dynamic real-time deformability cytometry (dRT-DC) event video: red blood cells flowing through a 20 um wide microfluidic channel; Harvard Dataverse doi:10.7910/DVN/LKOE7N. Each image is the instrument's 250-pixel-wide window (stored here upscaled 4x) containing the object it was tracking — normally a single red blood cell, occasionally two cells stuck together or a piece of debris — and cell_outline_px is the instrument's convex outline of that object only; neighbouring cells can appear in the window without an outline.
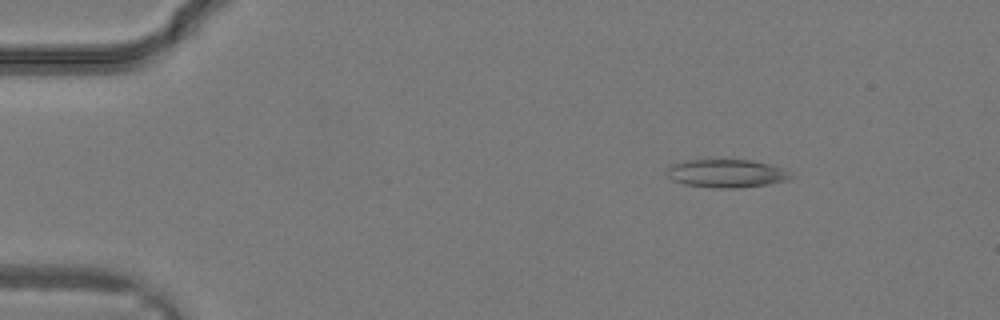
{"species": "common noctule bat (a hibernating species)", "species_latin": "Nyctalus noctula", "temperature_condition": "warm", "stored_images_in_passage": 32, "camera_frame_rate_fps": 3000, "um_per_image_px": 0.085, "animal": {"sex": "male", "body_mass_g": 19.2, "forearm_length_mm": 51.8}, "frame": {"image": 1, "passage_image": 5, "time_ms": 1.333, "image_size_px": [1000, 320], "cell_outline_px": [[792, 176], [788, 180], [768, 184], [736, 188], [712, 188], [684, 184], [672, 180], [664, 172], [664, 168], [672, 164], [688, 160], [752, 160], [784, 168]], "centroid_in_image_um": [61.69, 14.74], "position_along_channel_um": 23.3, "area_um2": 20.46}}
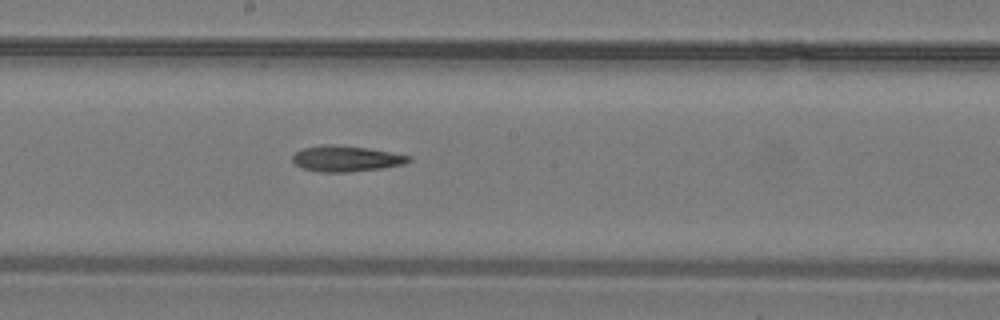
{"frame": {"image": 2, "passage_image": 18, "time_ms": 5.667, "image_size_px": [1000, 320], "cell_outline_px": [[412, 160], [404, 164], [380, 168], [348, 172], [320, 172], [304, 168], [296, 164], [292, 160], [292, 156], [296, 152], [304, 148], [324, 144], [368, 148], [412, 156]], "centroid_in_image_um": [29.43, 13.48], "position_along_channel_um": 218.8, "area_um2": 17.22}}
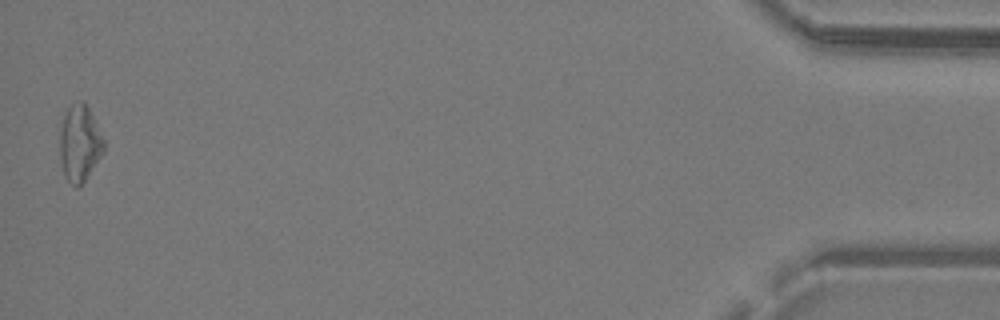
{"frame": {"image": 3, "passage_image": 32, "time_ms": 10.333, "image_size_px": [1000, 320], "cell_outline_px": [[104, 152], [84, 180], [76, 188], [68, 180], [64, 172], [60, 156], [60, 132], [64, 116], [68, 108], [72, 104], [80, 100], [84, 100], [104, 140]], "centroid_in_image_um": [6.77, 12.16], "position_along_channel_um": 428.4, "area_um2": 19.07}}